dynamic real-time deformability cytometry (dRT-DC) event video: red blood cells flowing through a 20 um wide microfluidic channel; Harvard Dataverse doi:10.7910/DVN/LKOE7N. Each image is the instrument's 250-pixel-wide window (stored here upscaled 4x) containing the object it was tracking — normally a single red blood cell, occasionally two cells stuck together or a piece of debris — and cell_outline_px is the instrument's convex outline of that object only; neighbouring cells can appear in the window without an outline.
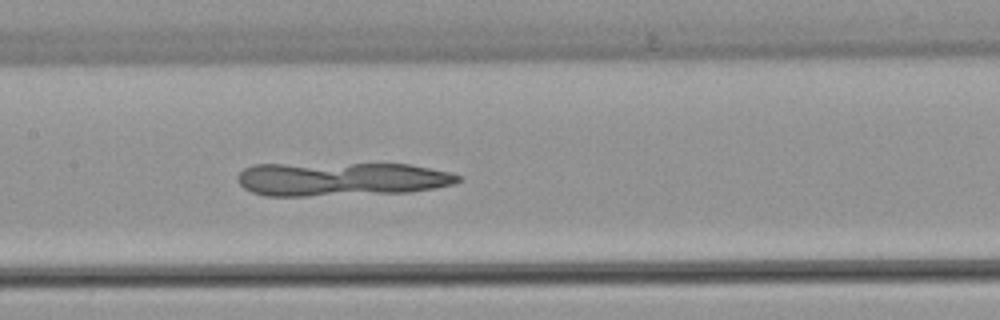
{"species": "common noctule bat (a hibernating species)", "species_latin": "Nyctalus noctula", "temperature_condition": "warm", "stored_images_in_passage": 51, "segment_of_instrument_passage": [2, 2], "camera_frame_rate_fps": 3000, "um_per_image_px": 0.085, "animal": {"sex": "female", "body_mass_g": 22.7, "forearm_length_mm": 54.2}, "frame": {"image": 1, "passage_image": 25, "time_ms": 8.0, "image_size_px": [1000, 320], "cell_outline_px": [[456, 180], [444, 184], [424, 188], [316, 192], [260, 192], [248, 188], [240, 180], [240, 176], [244, 172], [252, 168], [360, 164], [400, 164], [440, 172], [456, 176]], "centroid_in_image_um": [29.07, 15.14], "position_along_channel_um": 178.3, "area_um2": 35.26}}
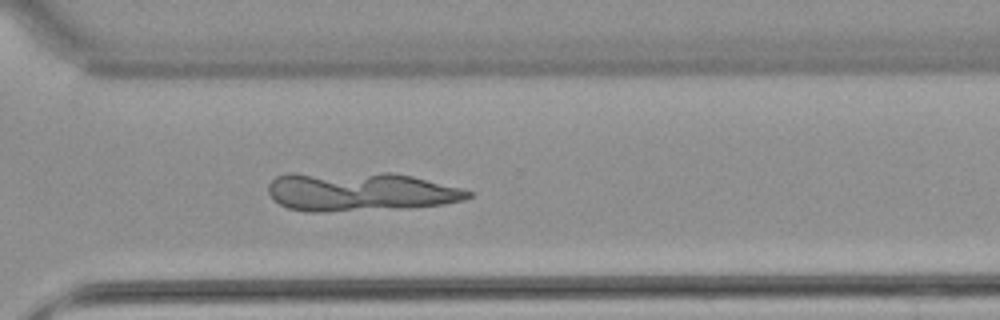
{"frame": {"image": 2, "passage_image": 37, "time_ms": 12.0, "image_size_px": [1000, 320], "cell_outline_px": [[468, 196], [456, 200], [436, 204], [344, 208], [292, 208], [276, 200], [272, 196], [272, 192], [284, 176], [408, 176], [468, 192]], "centroid_in_image_um": [30.7, 16.31], "position_along_channel_um": 339.9, "area_um2": 37.34}}